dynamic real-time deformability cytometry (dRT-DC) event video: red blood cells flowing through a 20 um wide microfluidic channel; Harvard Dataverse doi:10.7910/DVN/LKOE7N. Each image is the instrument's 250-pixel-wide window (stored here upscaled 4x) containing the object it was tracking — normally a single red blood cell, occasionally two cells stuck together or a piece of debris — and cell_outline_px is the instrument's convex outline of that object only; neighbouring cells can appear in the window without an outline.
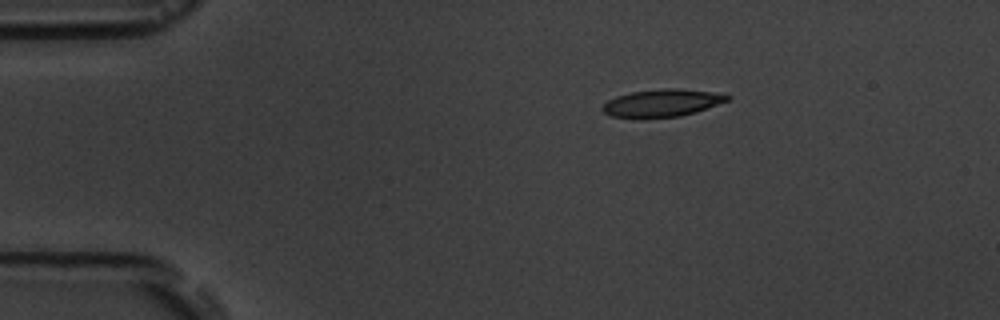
{"species": "common noctule bat (a hibernating species)", "species_latin": "Nyctalus noctula", "temperature_condition": "room temperature", "stored_images_in_passage": 3, "camera_frame_rate_fps": 3000, "um_per_image_px": 0.085, "animal": {"sex": "male", "body_mass_g": 19.5, "forearm_length_mm": 54.6}, "frame": {"image": 1, "passage_image": 1, "time_ms": 0.0, "image_size_px": [1000, 320], "cell_outline_px": [[732, 96], [728, 100], [680, 116], [612, 116], [604, 112], [600, 108], [608, 100], [616, 96], [632, 92], [664, 88], [680, 88], [712, 92]], "centroid_in_image_um": [56.26, 8.71], "position_along_channel_um": 28.7, "area_um2": 19.13}}
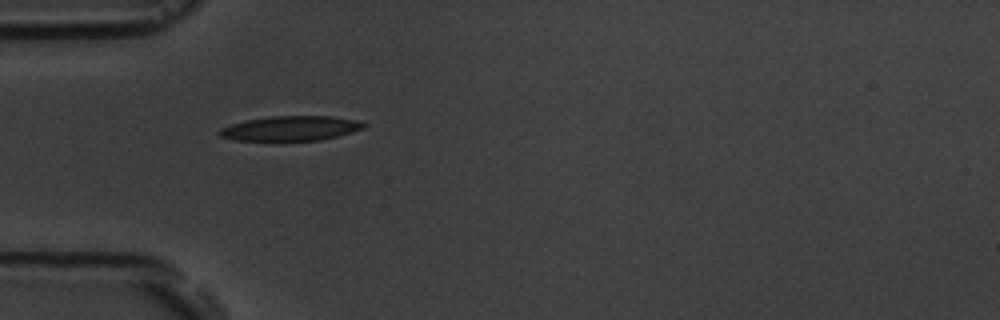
{"frame": {"image": 2, "passage_image": 3, "time_ms": 2.333, "image_size_px": [1000, 320], "cell_outline_px": [[368, 124], [364, 128], [352, 132], [320, 140], [236, 140], [220, 136], [220, 128], [232, 124], [248, 120], [272, 116], [332, 116], [356, 120]], "centroid_in_image_um": [24.75, 10.9], "position_along_channel_um": 60.2, "area_um2": 20.46}}